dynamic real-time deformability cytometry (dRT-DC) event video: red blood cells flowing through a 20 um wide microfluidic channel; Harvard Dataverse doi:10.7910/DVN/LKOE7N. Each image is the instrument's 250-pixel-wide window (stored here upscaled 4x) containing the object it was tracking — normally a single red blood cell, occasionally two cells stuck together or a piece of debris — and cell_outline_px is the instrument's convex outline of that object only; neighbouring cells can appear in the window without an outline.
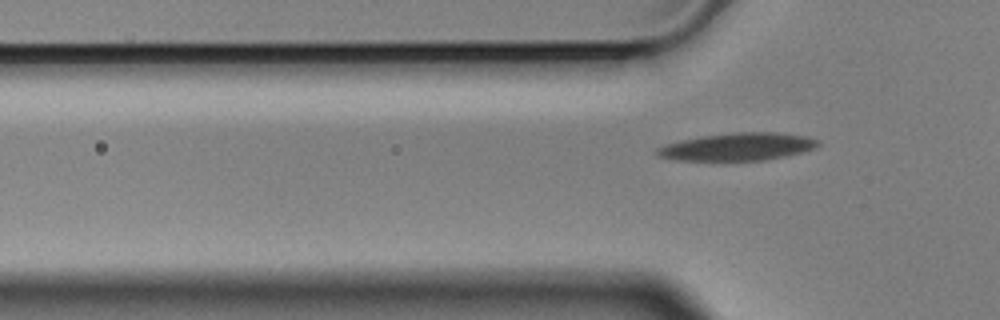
{"species": "Egyptian fruit bat (a non-hibernating species)", "species_latin": "Rousettus aegyptiacus", "temperature_condition": "cold", "stored_images_in_passage": 6, "segment_of_instrument_passage": [2, 2], "camera_frame_rate_fps": 3000, "um_per_image_px": 0.085, "animal": {"sex": "male"}, "frame": {"image": 1, "passage_image": 6, "time_ms": 1.667, "image_size_px": [1000, 320], "cell_outline_px": [[820, 144], [816, 148], [784, 156], [764, 160], [676, 160], [656, 156], [652, 152], [656, 148], [664, 144], [700, 136], [732, 132], [780, 132], [808, 136], [820, 140]], "centroid_in_image_um": [62.67, 12.46], "position_along_channel_um": 63.1, "area_um2": 26.18}}